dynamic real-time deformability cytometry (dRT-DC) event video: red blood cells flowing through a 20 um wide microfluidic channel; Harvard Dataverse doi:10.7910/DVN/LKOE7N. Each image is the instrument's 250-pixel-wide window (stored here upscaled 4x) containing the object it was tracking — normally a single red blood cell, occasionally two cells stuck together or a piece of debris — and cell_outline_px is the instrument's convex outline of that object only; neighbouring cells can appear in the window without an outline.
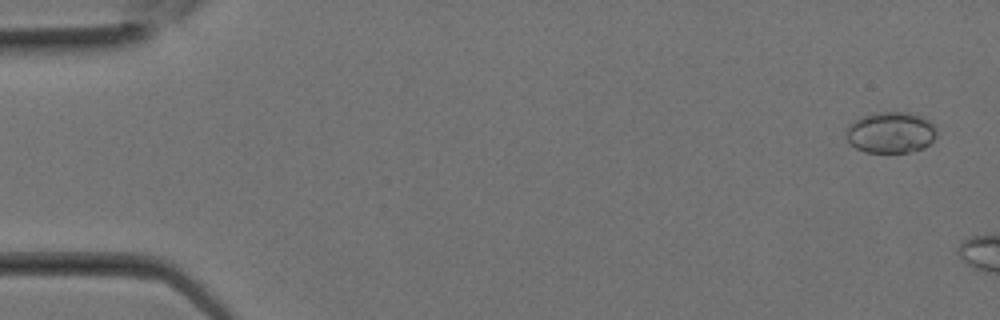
{"species": "Egyptian fruit bat (a non-hibernating species)", "species_latin": "Rousettus aegyptiacus", "temperature_condition": "room temperature", "stored_images_in_passage": 5, "camera_frame_rate_fps": 3000, "um_per_image_px": 0.085, "animal": {"sex": "female"}, "frame": {"image": 1, "passage_image": 2, "time_ms": 0.333, "image_size_px": [1000, 320], "cell_outline_px": [[936, 136], [924, 148], [908, 152], [864, 152], [856, 148], [844, 136], [844, 132], [856, 120], [864, 116], [876, 112], [908, 112], [920, 116], [928, 120], [936, 128]], "centroid_in_image_um": [75.71, 11.27], "position_along_channel_um": 9.3, "area_um2": 21.56}}